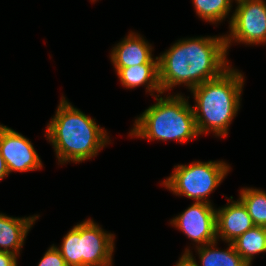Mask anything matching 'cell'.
<instances>
[{
	"mask_svg": "<svg viewBox=\"0 0 266 266\" xmlns=\"http://www.w3.org/2000/svg\"><path fill=\"white\" fill-rule=\"evenodd\" d=\"M219 240L196 247L201 266H249L236 252L232 243L225 250L216 248ZM189 266H200L189 249L181 257Z\"/></svg>",
	"mask_w": 266,
	"mask_h": 266,
	"instance_id": "13",
	"label": "cell"
},
{
	"mask_svg": "<svg viewBox=\"0 0 266 266\" xmlns=\"http://www.w3.org/2000/svg\"><path fill=\"white\" fill-rule=\"evenodd\" d=\"M0 266H18L17 256L13 253L0 251Z\"/></svg>",
	"mask_w": 266,
	"mask_h": 266,
	"instance_id": "19",
	"label": "cell"
},
{
	"mask_svg": "<svg viewBox=\"0 0 266 266\" xmlns=\"http://www.w3.org/2000/svg\"><path fill=\"white\" fill-rule=\"evenodd\" d=\"M0 151L9 174L42 168V161L28 138L0 124Z\"/></svg>",
	"mask_w": 266,
	"mask_h": 266,
	"instance_id": "9",
	"label": "cell"
},
{
	"mask_svg": "<svg viewBox=\"0 0 266 266\" xmlns=\"http://www.w3.org/2000/svg\"><path fill=\"white\" fill-rule=\"evenodd\" d=\"M39 215L10 217L0 213V251L18 256L24 241Z\"/></svg>",
	"mask_w": 266,
	"mask_h": 266,
	"instance_id": "12",
	"label": "cell"
},
{
	"mask_svg": "<svg viewBox=\"0 0 266 266\" xmlns=\"http://www.w3.org/2000/svg\"><path fill=\"white\" fill-rule=\"evenodd\" d=\"M197 16L206 22L218 24L225 20L232 8V0H192Z\"/></svg>",
	"mask_w": 266,
	"mask_h": 266,
	"instance_id": "17",
	"label": "cell"
},
{
	"mask_svg": "<svg viewBox=\"0 0 266 266\" xmlns=\"http://www.w3.org/2000/svg\"><path fill=\"white\" fill-rule=\"evenodd\" d=\"M239 200L246 207L255 226L266 227V191L257 188H241Z\"/></svg>",
	"mask_w": 266,
	"mask_h": 266,
	"instance_id": "16",
	"label": "cell"
},
{
	"mask_svg": "<svg viewBox=\"0 0 266 266\" xmlns=\"http://www.w3.org/2000/svg\"><path fill=\"white\" fill-rule=\"evenodd\" d=\"M121 85L133 89L145 85L146 92L163 94L159 84L158 64H140L126 68H115Z\"/></svg>",
	"mask_w": 266,
	"mask_h": 266,
	"instance_id": "14",
	"label": "cell"
},
{
	"mask_svg": "<svg viewBox=\"0 0 266 266\" xmlns=\"http://www.w3.org/2000/svg\"><path fill=\"white\" fill-rule=\"evenodd\" d=\"M231 243L242 259L251 266L256 254L266 252V227L254 226Z\"/></svg>",
	"mask_w": 266,
	"mask_h": 266,
	"instance_id": "15",
	"label": "cell"
},
{
	"mask_svg": "<svg viewBox=\"0 0 266 266\" xmlns=\"http://www.w3.org/2000/svg\"><path fill=\"white\" fill-rule=\"evenodd\" d=\"M175 266H189L182 258H179Z\"/></svg>",
	"mask_w": 266,
	"mask_h": 266,
	"instance_id": "21",
	"label": "cell"
},
{
	"mask_svg": "<svg viewBox=\"0 0 266 266\" xmlns=\"http://www.w3.org/2000/svg\"><path fill=\"white\" fill-rule=\"evenodd\" d=\"M9 176V171L0 151V181Z\"/></svg>",
	"mask_w": 266,
	"mask_h": 266,
	"instance_id": "20",
	"label": "cell"
},
{
	"mask_svg": "<svg viewBox=\"0 0 266 266\" xmlns=\"http://www.w3.org/2000/svg\"><path fill=\"white\" fill-rule=\"evenodd\" d=\"M107 134L95 119L73 107L64 96L46 128L47 140L61 165L70 161L82 163L98 155L110 142Z\"/></svg>",
	"mask_w": 266,
	"mask_h": 266,
	"instance_id": "2",
	"label": "cell"
},
{
	"mask_svg": "<svg viewBox=\"0 0 266 266\" xmlns=\"http://www.w3.org/2000/svg\"><path fill=\"white\" fill-rule=\"evenodd\" d=\"M170 224L181 230L196 247L217 240L216 208L206 202H194L181 214L171 219Z\"/></svg>",
	"mask_w": 266,
	"mask_h": 266,
	"instance_id": "8",
	"label": "cell"
},
{
	"mask_svg": "<svg viewBox=\"0 0 266 266\" xmlns=\"http://www.w3.org/2000/svg\"><path fill=\"white\" fill-rule=\"evenodd\" d=\"M134 122L129 136L148 140H175L185 143L199 136L195 116L188 98L181 94L161 97Z\"/></svg>",
	"mask_w": 266,
	"mask_h": 266,
	"instance_id": "4",
	"label": "cell"
},
{
	"mask_svg": "<svg viewBox=\"0 0 266 266\" xmlns=\"http://www.w3.org/2000/svg\"><path fill=\"white\" fill-rule=\"evenodd\" d=\"M114 239L88 218L73 226L56 248L67 266H113Z\"/></svg>",
	"mask_w": 266,
	"mask_h": 266,
	"instance_id": "5",
	"label": "cell"
},
{
	"mask_svg": "<svg viewBox=\"0 0 266 266\" xmlns=\"http://www.w3.org/2000/svg\"><path fill=\"white\" fill-rule=\"evenodd\" d=\"M230 196L227 205L216 209V236L226 243L233 242L255 226L244 204Z\"/></svg>",
	"mask_w": 266,
	"mask_h": 266,
	"instance_id": "10",
	"label": "cell"
},
{
	"mask_svg": "<svg viewBox=\"0 0 266 266\" xmlns=\"http://www.w3.org/2000/svg\"><path fill=\"white\" fill-rule=\"evenodd\" d=\"M224 161H194L189 165H176L172 174L163 180L166 189L175 195L186 196L195 202H206L211 192L221 184L230 171Z\"/></svg>",
	"mask_w": 266,
	"mask_h": 266,
	"instance_id": "6",
	"label": "cell"
},
{
	"mask_svg": "<svg viewBox=\"0 0 266 266\" xmlns=\"http://www.w3.org/2000/svg\"><path fill=\"white\" fill-rule=\"evenodd\" d=\"M232 13L229 34L225 35L228 51L234 41L246 45L266 44L265 0H241Z\"/></svg>",
	"mask_w": 266,
	"mask_h": 266,
	"instance_id": "7",
	"label": "cell"
},
{
	"mask_svg": "<svg viewBox=\"0 0 266 266\" xmlns=\"http://www.w3.org/2000/svg\"><path fill=\"white\" fill-rule=\"evenodd\" d=\"M152 45L140 34L129 33L111 51L114 68H126L140 64H158V57H152Z\"/></svg>",
	"mask_w": 266,
	"mask_h": 266,
	"instance_id": "11",
	"label": "cell"
},
{
	"mask_svg": "<svg viewBox=\"0 0 266 266\" xmlns=\"http://www.w3.org/2000/svg\"><path fill=\"white\" fill-rule=\"evenodd\" d=\"M37 266H67L59 250L53 244L40 259Z\"/></svg>",
	"mask_w": 266,
	"mask_h": 266,
	"instance_id": "18",
	"label": "cell"
},
{
	"mask_svg": "<svg viewBox=\"0 0 266 266\" xmlns=\"http://www.w3.org/2000/svg\"><path fill=\"white\" fill-rule=\"evenodd\" d=\"M244 74L231 66L219 77L192 88V106L199 135L210 131L218 137L228 135L229 126L240 109Z\"/></svg>",
	"mask_w": 266,
	"mask_h": 266,
	"instance_id": "3",
	"label": "cell"
},
{
	"mask_svg": "<svg viewBox=\"0 0 266 266\" xmlns=\"http://www.w3.org/2000/svg\"><path fill=\"white\" fill-rule=\"evenodd\" d=\"M225 35L180 39L158 57L162 93L176 85L189 90L219 77L230 67Z\"/></svg>",
	"mask_w": 266,
	"mask_h": 266,
	"instance_id": "1",
	"label": "cell"
}]
</instances>
